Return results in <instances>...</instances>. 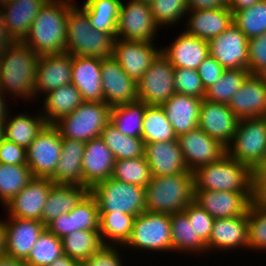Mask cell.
<instances>
[{"instance_id": "cell-1", "label": "cell", "mask_w": 266, "mask_h": 266, "mask_svg": "<svg viewBox=\"0 0 266 266\" xmlns=\"http://www.w3.org/2000/svg\"><path fill=\"white\" fill-rule=\"evenodd\" d=\"M39 58L23 41L12 43L0 55V91L4 95H14L13 99H36L35 81Z\"/></svg>"}, {"instance_id": "cell-2", "label": "cell", "mask_w": 266, "mask_h": 266, "mask_svg": "<svg viewBox=\"0 0 266 266\" xmlns=\"http://www.w3.org/2000/svg\"><path fill=\"white\" fill-rule=\"evenodd\" d=\"M72 0H48L32 22L23 42L37 55L65 52L66 28Z\"/></svg>"}, {"instance_id": "cell-3", "label": "cell", "mask_w": 266, "mask_h": 266, "mask_svg": "<svg viewBox=\"0 0 266 266\" xmlns=\"http://www.w3.org/2000/svg\"><path fill=\"white\" fill-rule=\"evenodd\" d=\"M193 173L194 191H235L242 192L250 201L255 198V174L227 154Z\"/></svg>"}, {"instance_id": "cell-4", "label": "cell", "mask_w": 266, "mask_h": 266, "mask_svg": "<svg viewBox=\"0 0 266 266\" xmlns=\"http://www.w3.org/2000/svg\"><path fill=\"white\" fill-rule=\"evenodd\" d=\"M194 173L152 176L145 187V207L153 213L172 215L182 212L194 201Z\"/></svg>"}, {"instance_id": "cell-5", "label": "cell", "mask_w": 266, "mask_h": 266, "mask_svg": "<svg viewBox=\"0 0 266 266\" xmlns=\"http://www.w3.org/2000/svg\"><path fill=\"white\" fill-rule=\"evenodd\" d=\"M66 29L65 52L99 59L112 56L116 36L94 29L81 5L73 2L69 6Z\"/></svg>"}, {"instance_id": "cell-6", "label": "cell", "mask_w": 266, "mask_h": 266, "mask_svg": "<svg viewBox=\"0 0 266 266\" xmlns=\"http://www.w3.org/2000/svg\"><path fill=\"white\" fill-rule=\"evenodd\" d=\"M226 154L255 174L266 163V116L239 120Z\"/></svg>"}, {"instance_id": "cell-7", "label": "cell", "mask_w": 266, "mask_h": 266, "mask_svg": "<svg viewBox=\"0 0 266 266\" xmlns=\"http://www.w3.org/2000/svg\"><path fill=\"white\" fill-rule=\"evenodd\" d=\"M111 108L105 102L83 101L72 113L61 117L53 125L62 138L86 143L101 136L103 128L110 122Z\"/></svg>"}, {"instance_id": "cell-8", "label": "cell", "mask_w": 266, "mask_h": 266, "mask_svg": "<svg viewBox=\"0 0 266 266\" xmlns=\"http://www.w3.org/2000/svg\"><path fill=\"white\" fill-rule=\"evenodd\" d=\"M90 193L95 197L99 213H121L138 216L147 211L145 187L108 178L93 186Z\"/></svg>"}, {"instance_id": "cell-9", "label": "cell", "mask_w": 266, "mask_h": 266, "mask_svg": "<svg viewBox=\"0 0 266 266\" xmlns=\"http://www.w3.org/2000/svg\"><path fill=\"white\" fill-rule=\"evenodd\" d=\"M140 250V252H172L170 215L142 212L135 217L130 238L122 249Z\"/></svg>"}, {"instance_id": "cell-10", "label": "cell", "mask_w": 266, "mask_h": 266, "mask_svg": "<svg viewBox=\"0 0 266 266\" xmlns=\"http://www.w3.org/2000/svg\"><path fill=\"white\" fill-rule=\"evenodd\" d=\"M62 152V137L53 124H47L26 149L27 166L33 178H51Z\"/></svg>"}, {"instance_id": "cell-11", "label": "cell", "mask_w": 266, "mask_h": 266, "mask_svg": "<svg viewBox=\"0 0 266 266\" xmlns=\"http://www.w3.org/2000/svg\"><path fill=\"white\" fill-rule=\"evenodd\" d=\"M175 68L160 52L137 82L138 100L148 105H162L176 93Z\"/></svg>"}, {"instance_id": "cell-12", "label": "cell", "mask_w": 266, "mask_h": 266, "mask_svg": "<svg viewBox=\"0 0 266 266\" xmlns=\"http://www.w3.org/2000/svg\"><path fill=\"white\" fill-rule=\"evenodd\" d=\"M158 28L149 4L136 0H127L126 3L121 0L116 38L153 42Z\"/></svg>"}, {"instance_id": "cell-13", "label": "cell", "mask_w": 266, "mask_h": 266, "mask_svg": "<svg viewBox=\"0 0 266 266\" xmlns=\"http://www.w3.org/2000/svg\"><path fill=\"white\" fill-rule=\"evenodd\" d=\"M189 171L218 161L226 154V147L197 128L177 137Z\"/></svg>"}, {"instance_id": "cell-14", "label": "cell", "mask_w": 266, "mask_h": 266, "mask_svg": "<svg viewBox=\"0 0 266 266\" xmlns=\"http://www.w3.org/2000/svg\"><path fill=\"white\" fill-rule=\"evenodd\" d=\"M208 44L209 55L225 69H248V38L234 23Z\"/></svg>"}, {"instance_id": "cell-15", "label": "cell", "mask_w": 266, "mask_h": 266, "mask_svg": "<svg viewBox=\"0 0 266 266\" xmlns=\"http://www.w3.org/2000/svg\"><path fill=\"white\" fill-rule=\"evenodd\" d=\"M99 208L90 191L69 213L62 214L46 225V229L62 239L75 230L99 231Z\"/></svg>"}, {"instance_id": "cell-16", "label": "cell", "mask_w": 266, "mask_h": 266, "mask_svg": "<svg viewBox=\"0 0 266 266\" xmlns=\"http://www.w3.org/2000/svg\"><path fill=\"white\" fill-rule=\"evenodd\" d=\"M54 185L49 178H33L3 209L8 217L41 221L43 208Z\"/></svg>"}, {"instance_id": "cell-17", "label": "cell", "mask_w": 266, "mask_h": 266, "mask_svg": "<svg viewBox=\"0 0 266 266\" xmlns=\"http://www.w3.org/2000/svg\"><path fill=\"white\" fill-rule=\"evenodd\" d=\"M160 52L161 48L155 47L154 42L116 38L112 56L121 65L123 71L138 82Z\"/></svg>"}, {"instance_id": "cell-18", "label": "cell", "mask_w": 266, "mask_h": 266, "mask_svg": "<svg viewBox=\"0 0 266 266\" xmlns=\"http://www.w3.org/2000/svg\"><path fill=\"white\" fill-rule=\"evenodd\" d=\"M101 74L105 103L115 107L138 100L137 82L123 71L113 56L102 59Z\"/></svg>"}, {"instance_id": "cell-19", "label": "cell", "mask_w": 266, "mask_h": 266, "mask_svg": "<svg viewBox=\"0 0 266 266\" xmlns=\"http://www.w3.org/2000/svg\"><path fill=\"white\" fill-rule=\"evenodd\" d=\"M73 55L68 52L40 56L36 68L35 95L47 93L71 83ZM40 94V95H39Z\"/></svg>"}, {"instance_id": "cell-20", "label": "cell", "mask_w": 266, "mask_h": 266, "mask_svg": "<svg viewBox=\"0 0 266 266\" xmlns=\"http://www.w3.org/2000/svg\"><path fill=\"white\" fill-rule=\"evenodd\" d=\"M239 119L227 104L201 101L198 128L216 139L225 147L229 145L236 132Z\"/></svg>"}, {"instance_id": "cell-21", "label": "cell", "mask_w": 266, "mask_h": 266, "mask_svg": "<svg viewBox=\"0 0 266 266\" xmlns=\"http://www.w3.org/2000/svg\"><path fill=\"white\" fill-rule=\"evenodd\" d=\"M229 108L239 119L266 116V76L250 74L232 96Z\"/></svg>"}, {"instance_id": "cell-22", "label": "cell", "mask_w": 266, "mask_h": 266, "mask_svg": "<svg viewBox=\"0 0 266 266\" xmlns=\"http://www.w3.org/2000/svg\"><path fill=\"white\" fill-rule=\"evenodd\" d=\"M115 158L101 137L85 143L82 158L83 186L89 190L112 177Z\"/></svg>"}, {"instance_id": "cell-23", "label": "cell", "mask_w": 266, "mask_h": 266, "mask_svg": "<svg viewBox=\"0 0 266 266\" xmlns=\"http://www.w3.org/2000/svg\"><path fill=\"white\" fill-rule=\"evenodd\" d=\"M207 253L211 250L231 251L248 249L247 211L241 216L214 219L211 235L206 244Z\"/></svg>"}, {"instance_id": "cell-24", "label": "cell", "mask_w": 266, "mask_h": 266, "mask_svg": "<svg viewBox=\"0 0 266 266\" xmlns=\"http://www.w3.org/2000/svg\"><path fill=\"white\" fill-rule=\"evenodd\" d=\"M45 229L41 221L16 217L6 219L5 256L25 261Z\"/></svg>"}, {"instance_id": "cell-25", "label": "cell", "mask_w": 266, "mask_h": 266, "mask_svg": "<svg viewBox=\"0 0 266 266\" xmlns=\"http://www.w3.org/2000/svg\"><path fill=\"white\" fill-rule=\"evenodd\" d=\"M194 202L220 219L243 215L251 201L242 192L203 190L194 191Z\"/></svg>"}, {"instance_id": "cell-26", "label": "cell", "mask_w": 266, "mask_h": 266, "mask_svg": "<svg viewBox=\"0 0 266 266\" xmlns=\"http://www.w3.org/2000/svg\"><path fill=\"white\" fill-rule=\"evenodd\" d=\"M144 155L152 176H172L189 171L177 139L147 143Z\"/></svg>"}, {"instance_id": "cell-27", "label": "cell", "mask_w": 266, "mask_h": 266, "mask_svg": "<svg viewBox=\"0 0 266 266\" xmlns=\"http://www.w3.org/2000/svg\"><path fill=\"white\" fill-rule=\"evenodd\" d=\"M170 46L161 47V52L174 68L195 69L209 56L207 40L182 31Z\"/></svg>"}, {"instance_id": "cell-28", "label": "cell", "mask_w": 266, "mask_h": 266, "mask_svg": "<svg viewBox=\"0 0 266 266\" xmlns=\"http://www.w3.org/2000/svg\"><path fill=\"white\" fill-rule=\"evenodd\" d=\"M186 18L184 31L207 41L217 37L233 24V13L228 6L216 9L189 10Z\"/></svg>"}, {"instance_id": "cell-29", "label": "cell", "mask_w": 266, "mask_h": 266, "mask_svg": "<svg viewBox=\"0 0 266 266\" xmlns=\"http://www.w3.org/2000/svg\"><path fill=\"white\" fill-rule=\"evenodd\" d=\"M102 59L73 56L71 83L83 101L105 102L102 89Z\"/></svg>"}, {"instance_id": "cell-30", "label": "cell", "mask_w": 266, "mask_h": 266, "mask_svg": "<svg viewBox=\"0 0 266 266\" xmlns=\"http://www.w3.org/2000/svg\"><path fill=\"white\" fill-rule=\"evenodd\" d=\"M202 100L194 96L174 93L161 105L177 137L198 128Z\"/></svg>"}, {"instance_id": "cell-31", "label": "cell", "mask_w": 266, "mask_h": 266, "mask_svg": "<svg viewBox=\"0 0 266 266\" xmlns=\"http://www.w3.org/2000/svg\"><path fill=\"white\" fill-rule=\"evenodd\" d=\"M48 0H11L0 16L11 37L23 41L28 35L32 22Z\"/></svg>"}, {"instance_id": "cell-32", "label": "cell", "mask_w": 266, "mask_h": 266, "mask_svg": "<svg viewBox=\"0 0 266 266\" xmlns=\"http://www.w3.org/2000/svg\"><path fill=\"white\" fill-rule=\"evenodd\" d=\"M85 143L62 138V152L54 175L50 180L57 185H82V158Z\"/></svg>"}, {"instance_id": "cell-33", "label": "cell", "mask_w": 266, "mask_h": 266, "mask_svg": "<svg viewBox=\"0 0 266 266\" xmlns=\"http://www.w3.org/2000/svg\"><path fill=\"white\" fill-rule=\"evenodd\" d=\"M46 125L47 122L39 112L35 116L28 112L14 116L9 112L1 129L5 139L27 149Z\"/></svg>"}, {"instance_id": "cell-34", "label": "cell", "mask_w": 266, "mask_h": 266, "mask_svg": "<svg viewBox=\"0 0 266 266\" xmlns=\"http://www.w3.org/2000/svg\"><path fill=\"white\" fill-rule=\"evenodd\" d=\"M88 192L89 189L82 185L55 184L43 208L41 222L46 226L58 216L71 212Z\"/></svg>"}, {"instance_id": "cell-35", "label": "cell", "mask_w": 266, "mask_h": 266, "mask_svg": "<svg viewBox=\"0 0 266 266\" xmlns=\"http://www.w3.org/2000/svg\"><path fill=\"white\" fill-rule=\"evenodd\" d=\"M41 115L47 124H54L61 117L69 115L82 102L80 91L72 84L60 86L47 93L43 99Z\"/></svg>"}, {"instance_id": "cell-36", "label": "cell", "mask_w": 266, "mask_h": 266, "mask_svg": "<svg viewBox=\"0 0 266 266\" xmlns=\"http://www.w3.org/2000/svg\"><path fill=\"white\" fill-rule=\"evenodd\" d=\"M171 222V243L172 254L177 253L205 254L207 252L206 243L195 233L193 224L189 222L187 214L177 212L170 215Z\"/></svg>"}, {"instance_id": "cell-37", "label": "cell", "mask_w": 266, "mask_h": 266, "mask_svg": "<svg viewBox=\"0 0 266 266\" xmlns=\"http://www.w3.org/2000/svg\"><path fill=\"white\" fill-rule=\"evenodd\" d=\"M120 4L121 0H85L81 8L94 29L116 36Z\"/></svg>"}, {"instance_id": "cell-38", "label": "cell", "mask_w": 266, "mask_h": 266, "mask_svg": "<svg viewBox=\"0 0 266 266\" xmlns=\"http://www.w3.org/2000/svg\"><path fill=\"white\" fill-rule=\"evenodd\" d=\"M99 233L104 245L123 246L130 238L136 216L121 213H99Z\"/></svg>"}, {"instance_id": "cell-39", "label": "cell", "mask_w": 266, "mask_h": 266, "mask_svg": "<svg viewBox=\"0 0 266 266\" xmlns=\"http://www.w3.org/2000/svg\"><path fill=\"white\" fill-rule=\"evenodd\" d=\"M147 105L148 104L145 102L137 100L135 102L112 107L110 122L122 134L141 138L143 129L142 122Z\"/></svg>"}, {"instance_id": "cell-40", "label": "cell", "mask_w": 266, "mask_h": 266, "mask_svg": "<svg viewBox=\"0 0 266 266\" xmlns=\"http://www.w3.org/2000/svg\"><path fill=\"white\" fill-rule=\"evenodd\" d=\"M142 140L144 145L152 142L176 140L173 126L166 118L161 105H147L142 122Z\"/></svg>"}, {"instance_id": "cell-41", "label": "cell", "mask_w": 266, "mask_h": 266, "mask_svg": "<svg viewBox=\"0 0 266 266\" xmlns=\"http://www.w3.org/2000/svg\"><path fill=\"white\" fill-rule=\"evenodd\" d=\"M100 137L112 151L115 160L144 156L145 145L142 138L122 134L111 122L103 128Z\"/></svg>"}, {"instance_id": "cell-42", "label": "cell", "mask_w": 266, "mask_h": 266, "mask_svg": "<svg viewBox=\"0 0 266 266\" xmlns=\"http://www.w3.org/2000/svg\"><path fill=\"white\" fill-rule=\"evenodd\" d=\"M61 240L64 255L80 264L104 246L99 231L75 230Z\"/></svg>"}, {"instance_id": "cell-43", "label": "cell", "mask_w": 266, "mask_h": 266, "mask_svg": "<svg viewBox=\"0 0 266 266\" xmlns=\"http://www.w3.org/2000/svg\"><path fill=\"white\" fill-rule=\"evenodd\" d=\"M249 75L248 69H225L221 77L205 90L204 99L228 105Z\"/></svg>"}, {"instance_id": "cell-44", "label": "cell", "mask_w": 266, "mask_h": 266, "mask_svg": "<svg viewBox=\"0 0 266 266\" xmlns=\"http://www.w3.org/2000/svg\"><path fill=\"white\" fill-rule=\"evenodd\" d=\"M33 179L27 165L0 163V202L5 206Z\"/></svg>"}, {"instance_id": "cell-45", "label": "cell", "mask_w": 266, "mask_h": 266, "mask_svg": "<svg viewBox=\"0 0 266 266\" xmlns=\"http://www.w3.org/2000/svg\"><path fill=\"white\" fill-rule=\"evenodd\" d=\"M112 178L146 187L152 179V173L144 155L127 160H115Z\"/></svg>"}, {"instance_id": "cell-46", "label": "cell", "mask_w": 266, "mask_h": 266, "mask_svg": "<svg viewBox=\"0 0 266 266\" xmlns=\"http://www.w3.org/2000/svg\"><path fill=\"white\" fill-rule=\"evenodd\" d=\"M62 240L45 229L25 260L27 266H49L63 255Z\"/></svg>"}, {"instance_id": "cell-47", "label": "cell", "mask_w": 266, "mask_h": 266, "mask_svg": "<svg viewBox=\"0 0 266 266\" xmlns=\"http://www.w3.org/2000/svg\"><path fill=\"white\" fill-rule=\"evenodd\" d=\"M248 251L266 252V204L254 198L247 210Z\"/></svg>"}, {"instance_id": "cell-48", "label": "cell", "mask_w": 266, "mask_h": 266, "mask_svg": "<svg viewBox=\"0 0 266 266\" xmlns=\"http://www.w3.org/2000/svg\"><path fill=\"white\" fill-rule=\"evenodd\" d=\"M233 23L248 38L266 33V0H260L233 15Z\"/></svg>"}, {"instance_id": "cell-49", "label": "cell", "mask_w": 266, "mask_h": 266, "mask_svg": "<svg viewBox=\"0 0 266 266\" xmlns=\"http://www.w3.org/2000/svg\"><path fill=\"white\" fill-rule=\"evenodd\" d=\"M150 10L154 21L160 27H170L179 23L189 9L186 0H153L150 4Z\"/></svg>"}, {"instance_id": "cell-50", "label": "cell", "mask_w": 266, "mask_h": 266, "mask_svg": "<svg viewBox=\"0 0 266 266\" xmlns=\"http://www.w3.org/2000/svg\"><path fill=\"white\" fill-rule=\"evenodd\" d=\"M174 81L176 93L204 99L205 89L197 70L175 68Z\"/></svg>"}, {"instance_id": "cell-51", "label": "cell", "mask_w": 266, "mask_h": 266, "mask_svg": "<svg viewBox=\"0 0 266 266\" xmlns=\"http://www.w3.org/2000/svg\"><path fill=\"white\" fill-rule=\"evenodd\" d=\"M248 70L266 76V33L248 39Z\"/></svg>"}, {"instance_id": "cell-52", "label": "cell", "mask_w": 266, "mask_h": 266, "mask_svg": "<svg viewBox=\"0 0 266 266\" xmlns=\"http://www.w3.org/2000/svg\"><path fill=\"white\" fill-rule=\"evenodd\" d=\"M189 222L193 224L195 233L207 244L211 235L214 218L194 201L183 210Z\"/></svg>"}, {"instance_id": "cell-53", "label": "cell", "mask_w": 266, "mask_h": 266, "mask_svg": "<svg viewBox=\"0 0 266 266\" xmlns=\"http://www.w3.org/2000/svg\"><path fill=\"white\" fill-rule=\"evenodd\" d=\"M118 247V249H117ZM121 246L104 245L99 251L85 260L83 266H124L123 257L118 250Z\"/></svg>"}, {"instance_id": "cell-54", "label": "cell", "mask_w": 266, "mask_h": 266, "mask_svg": "<svg viewBox=\"0 0 266 266\" xmlns=\"http://www.w3.org/2000/svg\"><path fill=\"white\" fill-rule=\"evenodd\" d=\"M26 148L5 139L0 142V163L7 165H26Z\"/></svg>"}, {"instance_id": "cell-55", "label": "cell", "mask_w": 266, "mask_h": 266, "mask_svg": "<svg viewBox=\"0 0 266 266\" xmlns=\"http://www.w3.org/2000/svg\"><path fill=\"white\" fill-rule=\"evenodd\" d=\"M224 70L225 68L209 55L197 68L204 89L212 86L221 77Z\"/></svg>"}, {"instance_id": "cell-56", "label": "cell", "mask_w": 266, "mask_h": 266, "mask_svg": "<svg viewBox=\"0 0 266 266\" xmlns=\"http://www.w3.org/2000/svg\"><path fill=\"white\" fill-rule=\"evenodd\" d=\"M255 198L266 204V163L255 173Z\"/></svg>"}, {"instance_id": "cell-57", "label": "cell", "mask_w": 266, "mask_h": 266, "mask_svg": "<svg viewBox=\"0 0 266 266\" xmlns=\"http://www.w3.org/2000/svg\"><path fill=\"white\" fill-rule=\"evenodd\" d=\"M189 10L216 9L227 7L226 0H186Z\"/></svg>"}, {"instance_id": "cell-58", "label": "cell", "mask_w": 266, "mask_h": 266, "mask_svg": "<svg viewBox=\"0 0 266 266\" xmlns=\"http://www.w3.org/2000/svg\"><path fill=\"white\" fill-rule=\"evenodd\" d=\"M14 42L0 16V55Z\"/></svg>"}, {"instance_id": "cell-59", "label": "cell", "mask_w": 266, "mask_h": 266, "mask_svg": "<svg viewBox=\"0 0 266 266\" xmlns=\"http://www.w3.org/2000/svg\"><path fill=\"white\" fill-rule=\"evenodd\" d=\"M259 1L260 0H228L227 2L229 9L234 15L237 11L245 10Z\"/></svg>"}, {"instance_id": "cell-60", "label": "cell", "mask_w": 266, "mask_h": 266, "mask_svg": "<svg viewBox=\"0 0 266 266\" xmlns=\"http://www.w3.org/2000/svg\"><path fill=\"white\" fill-rule=\"evenodd\" d=\"M7 96L4 95L1 91H0V126H2L4 124V121L7 119V116L9 114V112L11 111V107L8 108L10 105H8V103H6L7 99H5ZM10 109V110H8Z\"/></svg>"}, {"instance_id": "cell-61", "label": "cell", "mask_w": 266, "mask_h": 266, "mask_svg": "<svg viewBox=\"0 0 266 266\" xmlns=\"http://www.w3.org/2000/svg\"><path fill=\"white\" fill-rule=\"evenodd\" d=\"M49 266H80V263L74 258L69 257L68 255H62L52 262Z\"/></svg>"}, {"instance_id": "cell-62", "label": "cell", "mask_w": 266, "mask_h": 266, "mask_svg": "<svg viewBox=\"0 0 266 266\" xmlns=\"http://www.w3.org/2000/svg\"><path fill=\"white\" fill-rule=\"evenodd\" d=\"M6 255V220L0 219V257Z\"/></svg>"}, {"instance_id": "cell-63", "label": "cell", "mask_w": 266, "mask_h": 266, "mask_svg": "<svg viewBox=\"0 0 266 266\" xmlns=\"http://www.w3.org/2000/svg\"><path fill=\"white\" fill-rule=\"evenodd\" d=\"M0 266H27V264L23 260L2 256L0 257Z\"/></svg>"}, {"instance_id": "cell-64", "label": "cell", "mask_w": 266, "mask_h": 266, "mask_svg": "<svg viewBox=\"0 0 266 266\" xmlns=\"http://www.w3.org/2000/svg\"><path fill=\"white\" fill-rule=\"evenodd\" d=\"M11 0H0V10L3 9Z\"/></svg>"}, {"instance_id": "cell-65", "label": "cell", "mask_w": 266, "mask_h": 266, "mask_svg": "<svg viewBox=\"0 0 266 266\" xmlns=\"http://www.w3.org/2000/svg\"><path fill=\"white\" fill-rule=\"evenodd\" d=\"M136 1H140L142 3L150 4L153 0H136Z\"/></svg>"}, {"instance_id": "cell-66", "label": "cell", "mask_w": 266, "mask_h": 266, "mask_svg": "<svg viewBox=\"0 0 266 266\" xmlns=\"http://www.w3.org/2000/svg\"><path fill=\"white\" fill-rule=\"evenodd\" d=\"M3 138V133H2V129H1V126H0V142H1V139Z\"/></svg>"}]
</instances>
